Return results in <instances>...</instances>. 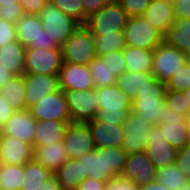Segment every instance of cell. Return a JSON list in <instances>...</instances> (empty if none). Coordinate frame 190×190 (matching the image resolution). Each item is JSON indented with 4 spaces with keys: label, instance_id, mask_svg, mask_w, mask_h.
Returning <instances> with one entry per match:
<instances>
[{
    "label": "cell",
    "instance_id": "obj_1",
    "mask_svg": "<svg viewBox=\"0 0 190 190\" xmlns=\"http://www.w3.org/2000/svg\"><path fill=\"white\" fill-rule=\"evenodd\" d=\"M127 156L122 147L95 148L79 159L82 162V180L89 177L107 182L121 176Z\"/></svg>",
    "mask_w": 190,
    "mask_h": 190
},
{
    "label": "cell",
    "instance_id": "obj_2",
    "mask_svg": "<svg viewBox=\"0 0 190 190\" xmlns=\"http://www.w3.org/2000/svg\"><path fill=\"white\" fill-rule=\"evenodd\" d=\"M98 100L97 120L123 125L131 112V100L117 84L96 88Z\"/></svg>",
    "mask_w": 190,
    "mask_h": 190
},
{
    "label": "cell",
    "instance_id": "obj_3",
    "mask_svg": "<svg viewBox=\"0 0 190 190\" xmlns=\"http://www.w3.org/2000/svg\"><path fill=\"white\" fill-rule=\"evenodd\" d=\"M165 93L166 83L154 79L131 101V111L153 126L158 125L166 105Z\"/></svg>",
    "mask_w": 190,
    "mask_h": 190
},
{
    "label": "cell",
    "instance_id": "obj_4",
    "mask_svg": "<svg viewBox=\"0 0 190 190\" xmlns=\"http://www.w3.org/2000/svg\"><path fill=\"white\" fill-rule=\"evenodd\" d=\"M60 48L63 62L88 65L98 57L94 36L85 25H80Z\"/></svg>",
    "mask_w": 190,
    "mask_h": 190
},
{
    "label": "cell",
    "instance_id": "obj_5",
    "mask_svg": "<svg viewBox=\"0 0 190 190\" xmlns=\"http://www.w3.org/2000/svg\"><path fill=\"white\" fill-rule=\"evenodd\" d=\"M43 29L51 38V43L60 47L81 25L73 17L66 15L52 3H47L38 14Z\"/></svg>",
    "mask_w": 190,
    "mask_h": 190
},
{
    "label": "cell",
    "instance_id": "obj_6",
    "mask_svg": "<svg viewBox=\"0 0 190 190\" xmlns=\"http://www.w3.org/2000/svg\"><path fill=\"white\" fill-rule=\"evenodd\" d=\"M128 15L116 0H111L99 11L92 14L85 26L93 35L114 34L124 31Z\"/></svg>",
    "mask_w": 190,
    "mask_h": 190
},
{
    "label": "cell",
    "instance_id": "obj_7",
    "mask_svg": "<svg viewBox=\"0 0 190 190\" xmlns=\"http://www.w3.org/2000/svg\"><path fill=\"white\" fill-rule=\"evenodd\" d=\"M124 39L126 46L154 50L164 41V36L141 15L128 17Z\"/></svg>",
    "mask_w": 190,
    "mask_h": 190
},
{
    "label": "cell",
    "instance_id": "obj_8",
    "mask_svg": "<svg viewBox=\"0 0 190 190\" xmlns=\"http://www.w3.org/2000/svg\"><path fill=\"white\" fill-rule=\"evenodd\" d=\"M186 61L187 55L163 41L153 50L151 73L155 79L166 83Z\"/></svg>",
    "mask_w": 190,
    "mask_h": 190
},
{
    "label": "cell",
    "instance_id": "obj_9",
    "mask_svg": "<svg viewBox=\"0 0 190 190\" xmlns=\"http://www.w3.org/2000/svg\"><path fill=\"white\" fill-rule=\"evenodd\" d=\"M62 62L61 48H25L24 73L58 75Z\"/></svg>",
    "mask_w": 190,
    "mask_h": 190
},
{
    "label": "cell",
    "instance_id": "obj_10",
    "mask_svg": "<svg viewBox=\"0 0 190 190\" xmlns=\"http://www.w3.org/2000/svg\"><path fill=\"white\" fill-rule=\"evenodd\" d=\"M71 123H86L96 118L98 100L96 88L90 90L64 91Z\"/></svg>",
    "mask_w": 190,
    "mask_h": 190
},
{
    "label": "cell",
    "instance_id": "obj_11",
    "mask_svg": "<svg viewBox=\"0 0 190 190\" xmlns=\"http://www.w3.org/2000/svg\"><path fill=\"white\" fill-rule=\"evenodd\" d=\"M158 126L160 127L167 143L177 150L182 149L190 142L186 117L183 114L175 112V110L167 105H165Z\"/></svg>",
    "mask_w": 190,
    "mask_h": 190
},
{
    "label": "cell",
    "instance_id": "obj_12",
    "mask_svg": "<svg viewBox=\"0 0 190 190\" xmlns=\"http://www.w3.org/2000/svg\"><path fill=\"white\" fill-rule=\"evenodd\" d=\"M29 110L36 120L71 121L65 92L60 88L42 97Z\"/></svg>",
    "mask_w": 190,
    "mask_h": 190
},
{
    "label": "cell",
    "instance_id": "obj_13",
    "mask_svg": "<svg viewBox=\"0 0 190 190\" xmlns=\"http://www.w3.org/2000/svg\"><path fill=\"white\" fill-rule=\"evenodd\" d=\"M62 142L69 159L79 160L95 149L90 128L86 123H70Z\"/></svg>",
    "mask_w": 190,
    "mask_h": 190
},
{
    "label": "cell",
    "instance_id": "obj_14",
    "mask_svg": "<svg viewBox=\"0 0 190 190\" xmlns=\"http://www.w3.org/2000/svg\"><path fill=\"white\" fill-rule=\"evenodd\" d=\"M146 139L145 153L155 168H164L176 162L178 150L167 143L158 125L151 127Z\"/></svg>",
    "mask_w": 190,
    "mask_h": 190
},
{
    "label": "cell",
    "instance_id": "obj_15",
    "mask_svg": "<svg viewBox=\"0 0 190 190\" xmlns=\"http://www.w3.org/2000/svg\"><path fill=\"white\" fill-rule=\"evenodd\" d=\"M153 125L132 111L123 123V142L121 147L129 153L145 152L147 139Z\"/></svg>",
    "mask_w": 190,
    "mask_h": 190
},
{
    "label": "cell",
    "instance_id": "obj_16",
    "mask_svg": "<svg viewBox=\"0 0 190 190\" xmlns=\"http://www.w3.org/2000/svg\"><path fill=\"white\" fill-rule=\"evenodd\" d=\"M121 176L135 182L138 186L156 181L157 168L145 152L129 153Z\"/></svg>",
    "mask_w": 190,
    "mask_h": 190
},
{
    "label": "cell",
    "instance_id": "obj_17",
    "mask_svg": "<svg viewBox=\"0 0 190 190\" xmlns=\"http://www.w3.org/2000/svg\"><path fill=\"white\" fill-rule=\"evenodd\" d=\"M57 77L59 88L63 91H83L95 88L92 75L87 65L62 62Z\"/></svg>",
    "mask_w": 190,
    "mask_h": 190
},
{
    "label": "cell",
    "instance_id": "obj_18",
    "mask_svg": "<svg viewBox=\"0 0 190 190\" xmlns=\"http://www.w3.org/2000/svg\"><path fill=\"white\" fill-rule=\"evenodd\" d=\"M57 76L24 73L25 97L28 110L42 97L59 89Z\"/></svg>",
    "mask_w": 190,
    "mask_h": 190
},
{
    "label": "cell",
    "instance_id": "obj_19",
    "mask_svg": "<svg viewBox=\"0 0 190 190\" xmlns=\"http://www.w3.org/2000/svg\"><path fill=\"white\" fill-rule=\"evenodd\" d=\"M33 145L14 138L0 134V155L4 164L25 165L33 160Z\"/></svg>",
    "mask_w": 190,
    "mask_h": 190
},
{
    "label": "cell",
    "instance_id": "obj_20",
    "mask_svg": "<svg viewBox=\"0 0 190 190\" xmlns=\"http://www.w3.org/2000/svg\"><path fill=\"white\" fill-rule=\"evenodd\" d=\"M37 120L30 110L16 111L0 129L1 134L13 136L33 145Z\"/></svg>",
    "mask_w": 190,
    "mask_h": 190
},
{
    "label": "cell",
    "instance_id": "obj_21",
    "mask_svg": "<svg viewBox=\"0 0 190 190\" xmlns=\"http://www.w3.org/2000/svg\"><path fill=\"white\" fill-rule=\"evenodd\" d=\"M142 16L163 36L176 19L172 0H151Z\"/></svg>",
    "mask_w": 190,
    "mask_h": 190
},
{
    "label": "cell",
    "instance_id": "obj_22",
    "mask_svg": "<svg viewBox=\"0 0 190 190\" xmlns=\"http://www.w3.org/2000/svg\"><path fill=\"white\" fill-rule=\"evenodd\" d=\"M89 126L95 148L121 147L123 142V125L97 120L86 122Z\"/></svg>",
    "mask_w": 190,
    "mask_h": 190
},
{
    "label": "cell",
    "instance_id": "obj_23",
    "mask_svg": "<svg viewBox=\"0 0 190 190\" xmlns=\"http://www.w3.org/2000/svg\"><path fill=\"white\" fill-rule=\"evenodd\" d=\"M43 25L38 15L25 14L16 22V40L25 48H38Z\"/></svg>",
    "mask_w": 190,
    "mask_h": 190
},
{
    "label": "cell",
    "instance_id": "obj_24",
    "mask_svg": "<svg viewBox=\"0 0 190 190\" xmlns=\"http://www.w3.org/2000/svg\"><path fill=\"white\" fill-rule=\"evenodd\" d=\"M70 123L71 121L37 120L33 148L62 141Z\"/></svg>",
    "mask_w": 190,
    "mask_h": 190
},
{
    "label": "cell",
    "instance_id": "obj_25",
    "mask_svg": "<svg viewBox=\"0 0 190 190\" xmlns=\"http://www.w3.org/2000/svg\"><path fill=\"white\" fill-rule=\"evenodd\" d=\"M68 159V154L62 141L34 148L33 160L55 173Z\"/></svg>",
    "mask_w": 190,
    "mask_h": 190
},
{
    "label": "cell",
    "instance_id": "obj_26",
    "mask_svg": "<svg viewBox=\"0 0 190 190\" xmlns=\"http://www.w3.org/2000/svg\"><path fill=\"white\" fill-rule=\"evenodd\" d=\"M0 60L13 76L24 74L25 47L17 40L0 47Z\"/></svg>",
    "mask_w": 190,
    "mask_h": 190
},
{
    "label": "cell",
    "instance_id": "obj_27",
    "mask_svg": "<svg viewBox=\"0 0 190 190\" xmlns=\"http://www.w3.org/2000/svg\"><path fill=\"white\" fill-rule=\"evenodd\" d=\"M151 72H129L125 71L117 79V85L125 95L132 101L136 95L154 80Z\"/></svg>",
    "mask_w": 190,
    "mask_h": 190
},
{
    "label": "cell",
    "instance_id": "obj_28",
    "mask_svg": "<svg viewBox=\"0 0 190 190\" xmlns=\"http://www.w3.org/2000/svg\"><path fill=\"white\" fill-rule=\"evenodd\" d=\"M164 42L188 55L190 53V19H175L164 36Z\"/></svg>",
    "mask_w": 190,
    "mask_h": 190
},
{
    "label": "cell",
    "instance_id": "obj_29",
    "mask_svg": "<svg viewBox=\"0 0 190 190\" xmlns=\"http://www.w3.org/2000/svg\"><path fill=\"white\" fill-rule=\"evenodd\" d=\"M123 55L126 71L135 73L152 71L153 50L125 46Z\"/></svg>",
    "mask_w": 190,
    "mask_h": 190
},
{
    "label": "cell",
    "instance_id": "obj_30",
    "mask_svg": "<svg viewBox=\"0 0 190 190\" xmlns=\"http://www.w3.org/2000/svg\"><path fill=\"white\" fill-rule=\"evenodd\" d=\"M0 95L8 98V103L16 110H27L24 74L12 76L1 88Z\"/></svg>",
    "mask_w": 190,
    "mask_h": 190
},
{
    "label": "cell",
    "instance_id": "obj_31",
    "mask_svg": "<svg viewBox=\"0 0 190 190\" xmlns=\"http://www.w3.org/2000/svg\"><path fill=\"white\" fill-rule=\"evenodd\" d=\"M54 175L63 190H77L82 181V162L68 158Z\"/></svg>",
    "mask_w": 190,
    "mask_h": 190
},
{
    "label": "cell",
    "instance_id": "obj_32",
    "mask_svg": "<svg viewBox=\"0 0 190 190\" xmlns=\"http://www.w3.org/2000/svg\"><path fill=\"white\" fill-rule=\"evenodd\" d=\"M53 173L32 160L24 165V180L20 190H37Z\"/></svg>",
    "mask_w": 190,
    "mask_h": 190
},
{
    "label": "cell",
    "instance_id": "obj_33",
    "mask_svg": "<svg viewBox=\"0 0 190 190\" xmlns=\"http://www.w3.org/2000/svg\"><path fill=\"white\" fill-rule=\"evenodd\" d=\"M24 180V165L4 164L0 167V188L20 190Z\"/></svg>",
    "mask_w": 190,
    "mask_h": 190
},
{
    "label": "cell",
    "instance_id": "obj_34",
    "mask_svg": "<svg viewBox=\"0 0 190 190\" xmlns=\"http://www.w3.org/2000/svg\"><path fill=\"white\" fill-rule=\"evenodd\" d=\"M87 66L92 75L95 88L117 84L118 77L112 73L99 57L91 60Z\"/></svg>",
    "mask_w": 190,
    "mask_h": 190
},
{
    "label": "cell",
    "instance_id": "obj_35",
    "mask_svg": "<svg viewBox=\"0 0 190 190\" xmlns=\"http://www.w3.org/2000/svg\"><path fill=\"white\" fill-rule=\"evenodd\" d=\"M97 56L108 54L111 51L123 50L125 48L124 31L114 34L93 35Z\"/></svg>",
    "mask_w": 190,
    "mask_h": 190
},
{
    "label": "cell",
    "instance_id": "obj_36",
    "mask_svg": "<svg viewBox=\"0 0 190 190\" xmlns=\"http://www.w3.org/2000/svg\"><path fill=\"white\" fill-rule=\"evenodd\" d=\"M156 180L169 190H180V187L188 181L175 163L164 168H157Z\"/></svg>",
    "mask_w": 190,
    "mask_h": 190
},
{
    "label": "cell",
    "instance_id": "obj_37",
    "mask_svg": "<svg viewBox=\"0 0 190 190\" xmlns=\"http://www.w3.org/2000/svg\"><path fill=\"white\" fill-rule=\"evenodd\" d=\"M165 101L166 105L175 112L183 114L186 118L190 115V104L183 91L166 90Z\"/></svg>",
    "mask_w": 190,
    "mask_h": 190
},
{
    "label": "cell",
    "instance_id": "obj_38",
    "mask_svg": "<svg viewBox=\"0 0 190 190\" xmlns=\"http://www.w3.org/2000/svg\"><path fill=\"white\" fill-rule=\"evenodd\" d=\"M52 4L84 25V7L81 0H54Z\"/></svg>",
    "mask_w": 190,
    "mask_h": 190
},
{
    "label": "cell",
    "instance_id": "obj_39",
    "mask_svg": "<svg viewBox=\"0 0 190 190\" xmlns=\"http://www.w3.org/2000/svg\"><path fill=\"white\" fill-rule=\"evenodd\" d=\"M25 15L19 0H0V19L16 23Z\"/></svg>",
    "mask_w": 190,
    "mask_h": 190
},
{
    "label": "cell",
    "instance_id": "obj_40",
    "mask_svg": "<svg viewBox=\"0 0 190 190\" xmlns=\"http://www.w3.org/2000/svg\"><path fill=\"white\" fill-rule=\"evenodd\" d=\"M190 87V63L184 66L166 82V90L184 91Z\"/></svg>",
    "mask_w": 190,
    "mask_h": 190
},
{
    "label": "cell",
    "instance_id": "obj_41",
    "mask_svg": "<svg viewBox=\"0 0 190 190\" xmlns=\"http://www.w3.org/2000/svg\"><path fill=\"white\" fill-rule=\"evenodd\" d=\"M99 58L117 77L126 71V63L123 50L111 51L108 54L101 55Z\"/></svg>",
    "mask_w": 190,
    "mask_h": 190
},
{
    "label": "cell",
    "instance_id": "obj_42",
    "mask_svg": "<svg viewBox=\"0 0 190 190\" xmlns=\"http://www.w3.org/2000/svg\"><path fill=\"white\" fill-rule=\"evenodd\" d=\"M125 10L128 17L141 16L151 0H116Z\"/></svg>",
    "mask_w": 190,
    "mask_h": 190
},
{
    "label": "cell",
    "instance_id": "obj_43",
    "mask_svg": "<svg viewBox=\"0 0 190 190\" xmlns=\"http://www.w3.org/2000/svg\"><path fill=\"white\" fill-rule=\"evenodd\" d=\"M175 164L187 179L190 180V142L178 150Z\"/></svg>",
    "mask_w": 190,
    "mask_h": 190
},
{
    "label": "cell",
    "instance_id": "obj_44",
    "mask_svg": "<svg viewBox=\"0 0 190 190\" xmlns=\"http://www.w3.org/2000/svg\"><path fill=\"white\" fill-rule=\"evenodd\" d=\"M139 187L135 182L119 176L107 181L105 190H139Z\"/></svg>",
    "mask_w": 190,
    "mask_h": 190
},
{
    "label": "cell",
    "instance_id": "obj_45",
    "mask_svg": "<svg viewBox=\"0 0 190 190\" xmlns=\"http://www.w3.org/2000/svg\"><path fill=\"white\" fill-rule=\"evenodd\" d=\"M16 23L0 19V47L16 40Z\"/></svg>",
    "mask_w": 190,
    "mask_h": 190
},
{
    "label": "cell",
    "instance_id": "obj_46",
    "mask_svg": "<svg viewBox=\"0 0 190 190\" xmlns=\"http://www.w3.org/2000/svg\"><path fill=\"white\" fill-rule=\"evenodd\" d=\"M111 0H81L84 7V25L88 18L107 5Z\"/></svg>",
    "mask_w": 190,
    "mask_h": 190
},
{
    "label": "cell",
    "instance_id": "obj_47",
    "mask_svg": "<svg viewBox=\"0 0 190 190\" xmlns=\"http://www.w3.org/2000/svg\"><path fill=\"white\" fill-rule=\"evenodd\" d=\"M176 19H190V0H172Z\"/></svg>",
    "mask_w": 190,
    "mask_h": 190
},
{
    "label": "cell",
    "instance_id": "obj_48",
    "mask_svg": "<svg viewBox=\"0 0 190 190\" xmlns=\"http://www.w3.org/2000/svg\"><path fill=\"white\" fill-rule=\"evenodd\" d=\"M25 14L38 15L42 8L47 4L46 0H19Z\"/></svg>",
    "mask_w": 190,
    "mask_h": 190
},
{
    "label": "cell",
    "instance_id": "obj_49",
    "mask_svg": "<svg viewBox=\"0 0 190 190\" xmlns=\"http://www.w3.org/2000/svg\"><path fill=\"white\" fill-rule=\"evenodd\" d=\"M8 102L7 97L0 95V129L16 112V110Z\"/></svg>",
    "mask_w": 190,
    "mask_h": 190
},
{
    "label": "cell",
    "instance_id": "obj_50",
    "mask_svg": "<svg viewBox=\"0 0 190 190\" xmlns=\"http://www.w3.org/2000/svg\"><path fill=\"white\" fill-rule=\"evenodd\" d=\"M105 185L106 182L87 177L80 182L77 190H105Z\"/></svg>",
    "mask_w": 190,
    "mask_h": 190
},
{
    "label": "cell",
    "instance_id": "obj_51",
    "mask_svg": "<svg viewBox=\"0 0 190 190\" xmlns=\"http://www.w3.org/2000/svg\"><path fill=\"white\" fill-rule=\"evenodd\" d=\"M55 49L60 48V46L57 43H51V38L47 34V31L43 29V31L40 33L39 37V46L38 49Z\"/></svg>",
    "mask_w": 190,
    "mask_h": 190
},
{
    "label": "cell",
    "instance_id": "obj_52",
    "mask_svg": "<svg viewBox=\"0 0 190 190\" xmlns=\"http://www.w3.org/2000/svg\"><path fill=\"white\" fill-rule=\"evenodd\" d=\"M37 190H63V188L53 174L49 179L44 181Z\"/></svg>",
    "mask_w": 190,
    "mask_h": 190
},
{
    "label": "cell",
    "instance_id": "obj_53",
    "mask_svg": "<svg viewBox=\"0 0 190 190\" xmlns=\"http://www.w3.org/2000/svg\"><path fill=\"white\" fill-rule=\"evenodd\" d=\"M13 75L9 73L6 67L2 64L0 60V88L12 77Z\"/></svg>",
    "mask_w": 190,
    "mask_h": 190
},
{
    "label": "cell",
    "instance_id": "obj_54",
    "mask_svg": "<svg viewBox=\"0 0 190 190\" xmlns=\"http://www.w3.org/2000/svg\"><path fill=\"white\" fill-rule=\"evenodd\" d=\"M139 190H169L164 185L160 184L157 180L150 182L146 185L140 186Z\"/></svg>",
    "mask_w": 190,
    "mask_h": 190
},
{
    "label": "cell",
    "instance_id": "obj_55",
    "mask_svg": "<svg viewBox=\"0 0 190 190\" xmlns=\"http://www.w3.org/2000/svg\"><path fill=\"white\" fill-rule=\"evenodd\" d=\"M180 190H190V180H188L186 183H184L181 187Z\"/></svg>",
    "mask_w": 190,
    "mask_h": 190
},
{
    "label": "cell",
    "instance_id": "obj_56",
    "mask_svg": "<svg viewBox=\"0 0 190 190\" xmlns=\"http://www.w3.org/2000/svg\"><path fill=\"white\" fill-rule=\"evenodd\" d=\"M184 95L186 96V99L188 100L190 104V87L183 91Z\"/></svg>",
    "mask_w": 190,
    "mask_h": 190
},
{
    "label": "cell",
    "instance_id": "obj_57",
    "mask_svg": "<svg viewBox=\"0 0 190 190\" xmlns=\"http://www.w3.org/2000/svg\"><path fill=\"white\" fill-rule=\"evenodd\" d=\"M186 121H187V125H188V134L190 137V115L186 118Z\"/></svg>",
    "mask_w": 190,
    "mask_h": 190
},
{
    "label": "cell",
    "instance_id": "obj_58",
    "mask_svg": "<svg viewBox=\"0 0 190 190\" xmlns=\"http://www.w3.org/2000/svg\"><path fill=\"white\" fill-rule=\"evenodd\" d=\"M3 165H4V162H3L2 157L0 155V167H2Z\"/></svg>",
    "mask_w": 190,
    "mask_h": 190
},
{
    "label": "cell",
    "instance_id": "obj_59",
    "mask_svg": "<svg viewBox=\"0 0 190 190\" xmlns=\"http://www.w3.org/2000/svg\"><path fill=\"white\" fill-rule=\"evenodd\" d=\"M187 61L190 63V53L187 55Z\"/></svg>",
    "mask_w": 190,
    "mask_h": 190
},
{
    "label": "cell",
    "instance_id": "obj_60",
    "mask_svg": "<svg viewBox=\"0 0 190 190\" xmlns=\"http://www.w3.org/2000/svg\"><path fill=\"white\" fill-rule=\"evenodd\" d=\"M47 3H52L54 0H46Z\"/></svg>",
    "mask_w": 190,
    "mask_h": 190
}]
</instances>
